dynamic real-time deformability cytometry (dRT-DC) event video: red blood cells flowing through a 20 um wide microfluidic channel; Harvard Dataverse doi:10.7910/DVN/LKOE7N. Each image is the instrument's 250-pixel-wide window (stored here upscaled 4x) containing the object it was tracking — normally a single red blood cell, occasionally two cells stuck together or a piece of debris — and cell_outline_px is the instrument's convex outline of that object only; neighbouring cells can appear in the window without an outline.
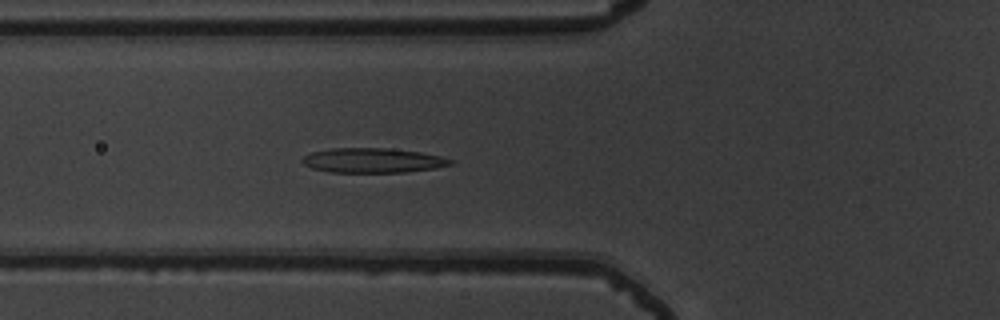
{"species": "common noctule bat (a hibernating species)", "species_latin": "Nyctalus noctula", "temperature_condition": "warm", "stored_images_in_passage": 42, "camera_frame_rate_fps": 3000, "um_per_image_px": 0.085, "animal": {"sex": "male", "body_mass_g": 19.5, "forearm_length_mm": 54.6}, "frame": {"image": 1, "passage_image": 8, "time_ms": 2.333, "image_size_px": [1000, 320], "cell_outline_px": [[452, 164], [436, 168], [408, 172], [328, 172], [312, 168], [304, 164], [300, 160], [304, 156], [312, 152], [328, 148], [384, 148], [420, 152], [440, 156], [452, 160]], "centroid_in_image_um": [31.66, 13.64], "position_along_channel_um": 94.1, "area_um2": 21.27}}
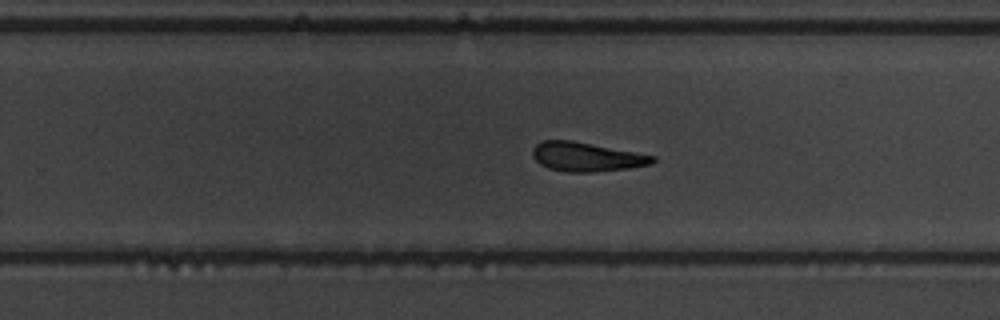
{"frame": {"image": 2, "passage_image": 23, "time_ms": 7.333, "image_size_px": [1000, 320], "cell_outline_px": [[656, 160], [652, 164], [628, 168], [592, 172], [564, 172], [548, 168], [540, 164], [532, 156], [532, 148], [540, 140], [572, 140], [636, 152], [656, 156]], "centroid_in_image_um": [49.83, 13.32], "position_along_channel_um": 280.0, "area_um2": 20.52}}
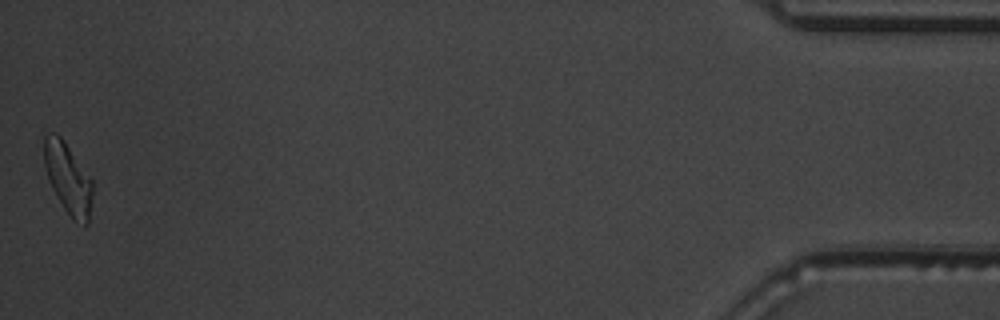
{"frame": {"image": 3, "passage_image": 42, "time_ms": 13.667, "image_size_px": [1000, 320], "cell_outline_px": [[92, 196], [88, 224], [84, 224], [72, 220], [56, 196], [48, 180], [44, 164], [44, 136], [48, 132], [56, 132], [60, 136], [92, 176]], "centroid_in_image_um": [5.78, 15.13], "position_along_channel_um": 429.4, "area_um2": 20.23}, "authors_computed_cell_mechanics": {"area_um2": 20.9814, "velocity_mm_per_s": 3.7225, "shape_relaxation_time_tau1_ms": 7.274, "shape_relaxation_time_tau2_ms": 2.4744, "deformation_change_tau1": 0.2054, "deformation_change_tau2": 0.1175}}